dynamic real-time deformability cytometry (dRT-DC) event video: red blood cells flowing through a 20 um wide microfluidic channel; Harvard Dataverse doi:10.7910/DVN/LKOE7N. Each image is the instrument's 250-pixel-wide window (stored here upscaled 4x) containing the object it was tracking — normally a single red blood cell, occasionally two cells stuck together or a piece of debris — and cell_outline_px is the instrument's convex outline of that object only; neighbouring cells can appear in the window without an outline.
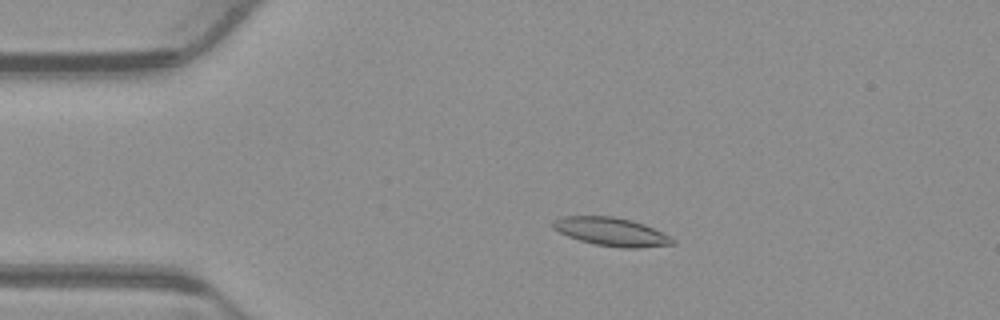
{"species": "common noctule bat (a hibernating species)", "species_latin": "Nyctalus noctula", "temperature_condition": "warm", "stored_images_in_passage": 47, "camera_frame_rate_fps": 3000, "um_per_image_px": 0.085, "animal": {"sex": "male", "body_mass_g": 23.1, "forearm_length_mm": 52.7}, "frame": {"image": 1, "passage_image": 5, "time_ms": 1.333, "image_size_px": [1000, 320], "cell_outline_px": [[676, 244], [640, 248], [620, 248], [596, 244], [580, 240], [568, 236], [552, 228], [552, 220], [560, 216], [612, 216], [632, 220], [644, 224], [676, 240]], "centroid_in_image_um": [51.94, 19.69], "position_along_channel_um": 33.1, "area_um2": 19.77}}
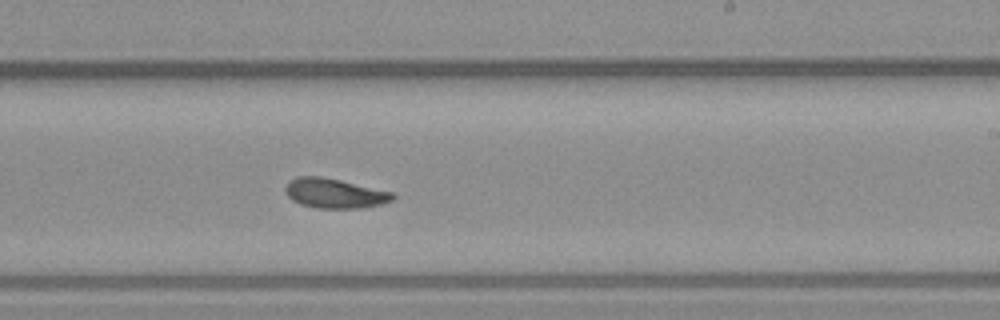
{"frame": {"image": 2, "passage_image": 26, "time_ms": 8.333, "image_size_px": [1000, 320], "cell_outline_px": [[396, 196], [392, 200], [380, 204], [364, 208], [316, 208], [300, 204], [292, 200], [284, 192], [284, 188], [288, 180], [296, 176], [320, 176], [340, 180], [392, 192]], "centroid_in_image_um": [28.38, 16.43], "position_along_channel_um": 260.6, "area_um2": 18.67}}
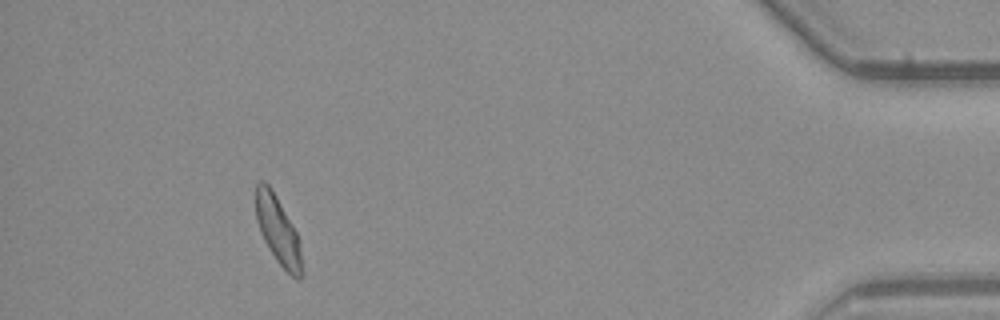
{"frame": {"image": 3, "passage_image": 43, "time_ms": 14.0, "image_size_px": [1000, 320], "cell_outline_px": [[300, 280], [296, 280], [276, 260], [264, 240], [260, 232], [256, 220], [256, 184], [260, 180], [264, 180], [268, 184], [276, 196], [292, 224], [296, 232], [300, 244]], "centroid_in_image_um": [23.59, 19.53], "position_along_channel_um": 411.6, "area_um2": 17.69}, "authors_computed_cell_mechanics": {"area_um2": 18.5538, "velocity_mm_per_s": 3.8472, "shape_relaxation_time_tau1_ms": 3.773, "shape_relaxation_time_tau2_ms": 3.3433, "deformation_change_tau1": 0.1347, "deformation_change_tau2": 0.1032}}